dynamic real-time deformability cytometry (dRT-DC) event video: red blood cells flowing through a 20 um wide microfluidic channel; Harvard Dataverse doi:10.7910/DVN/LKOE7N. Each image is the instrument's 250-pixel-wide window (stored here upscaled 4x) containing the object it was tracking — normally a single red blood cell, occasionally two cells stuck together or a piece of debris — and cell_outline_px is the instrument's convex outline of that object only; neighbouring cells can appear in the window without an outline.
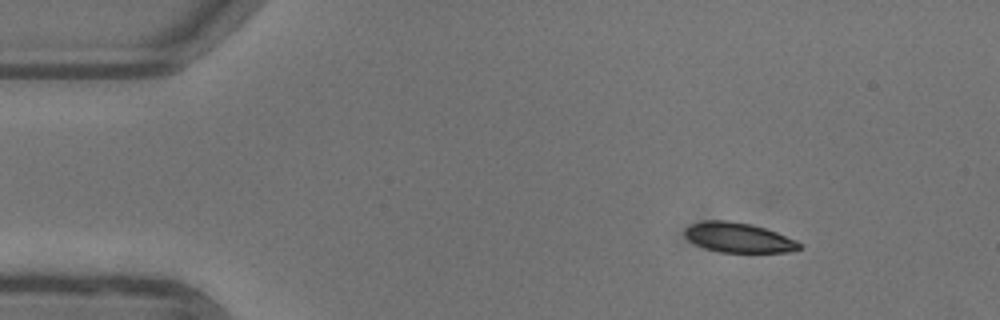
{"species": "common noctule bat (a hibernating species)", "species_latin": "Nyctalus noctula", "temperature_condition": "warm", "stored_images_in_passage": 46, "camera_frame_rate_fps": 3000, "um_per_image_px": 0.085, "animal": {"sex": "female"}, "frame": {"image": 1, "passage_image": 1, "time_ms": 0.0, "image_size_px": [1000, 320], "cell_outline_px": [[800, 248], [788, 252], [720, 252], [704, 248], [688, 240], [684, 236], [684, 228], [692, 224], [704, 220], [724, 220], [752, 224], [776, 232], [796, 240], [800, 244]], "centroid_in_image_um": [62.72, 20.19], "position_along_channel_um": 22.3, "area_um2": 19.83}}
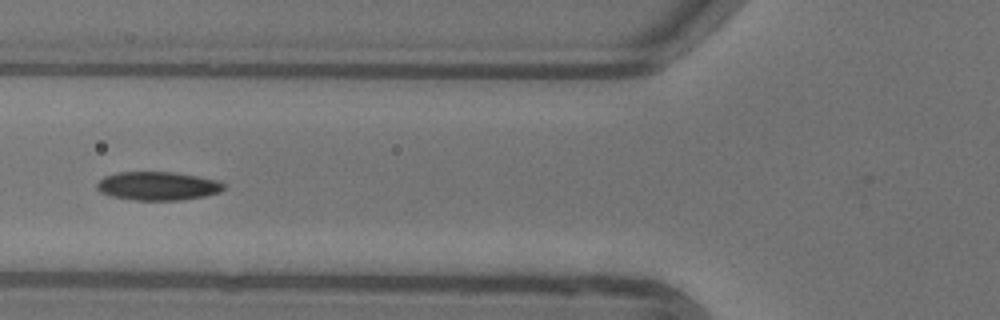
{"frame": {"image": 2, "passage_image": 14, "time_ms": 4.333, "image_size_px": [1000, 320], "cell_outline_px": [[224, 188], [220, 192], [204, 196], [180, 200], [136, 200], [112, 196], [100, 192], [96, 188], [96, 184], [104, 176], [116, 172], [172, 172], [196, 176], [216, 180], [224, 184]], "centroid_in_image_um": [13.38, 15.8], "position_along_channel_um": 112.4, "area_um2": 20.98}}
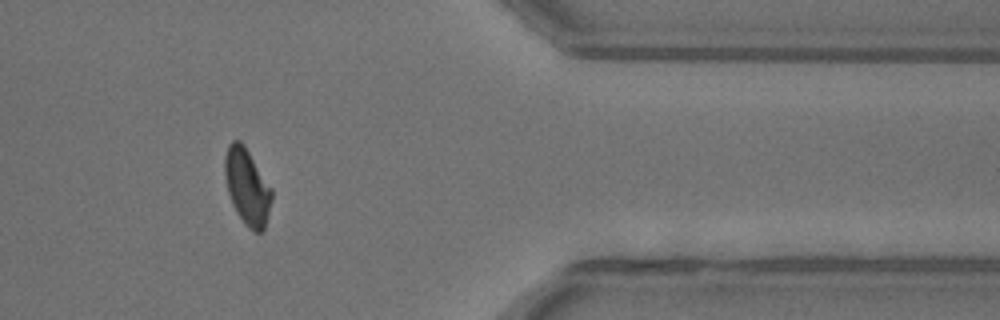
{"frame": {"image": 3, "passage_image": 37, "time_ms": 12.0, "image_size_px": [1000, 320], "cell_outline_px": [[272, 200], [264, 228], [260, 232], [256, 232], [248, 228], [244, 224], [236, 212], [228, 192], [224, 176], [224, 156], [228, 144], [232, 140], [240, 140], [244, 144], [272, 188]], "centroid_in_image_um": [20.99, 15.84], "position_along_channel_um": 390.4, "area_um2": 20.92}, "authors_computed_cell_mechanics": {"area_um2": 20.8947, "velocity_mm_per_s": 3.9415, "shape_relaxation_time_tau1_ms": 3.7522, "shape_relaxation_time_tau2_ms": 2.7368, "deformation_change_tau1": 0.1243, "deformation_change_tau2": 0.0821}}